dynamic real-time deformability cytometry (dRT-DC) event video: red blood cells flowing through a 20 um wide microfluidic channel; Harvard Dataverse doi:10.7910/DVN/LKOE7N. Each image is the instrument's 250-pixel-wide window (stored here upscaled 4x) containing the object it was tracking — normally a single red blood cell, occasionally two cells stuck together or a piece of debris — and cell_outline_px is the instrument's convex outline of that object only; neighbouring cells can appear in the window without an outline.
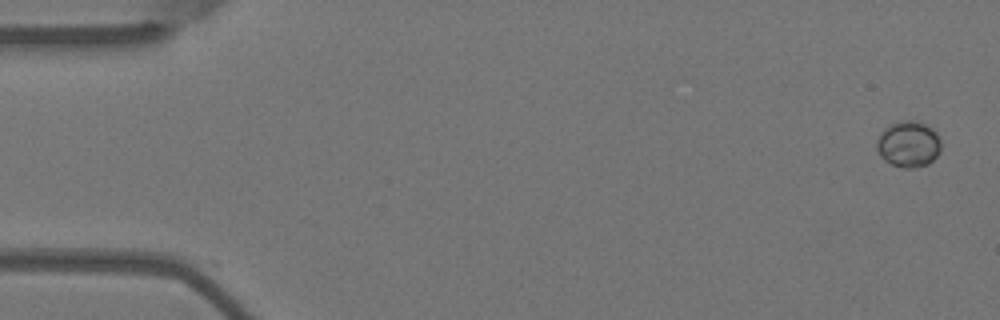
{"species": "Egyptian fruit bat (a non-hibernating species)", "species_latin": "Rousettus aegyptiacus", "temperature_condition": "warm", "stored_images_in_passage": 55, "camera_frame_rate_fps": 3000, "um_per_image_px": 0.085, "animal": {"sex": "female"}, "frame": {"image": 1, "passage_image": 1, "time_ms": 0.0, "image_size_px": [1000, 320], "cell_outline_px": [[940, 148], [936, 156], [928, 164], [912, 168], [900, 168], [884, 160], [880, 156], [876, 148], [876, 140], [884, 128], [900, 120], [920, 120], [928, 124], [936, 132], [940, 140]], "centroid_in_image_um": [77.21, 12.23], "position_along_channel_um": 7.8, "area_um2": 17.51}}
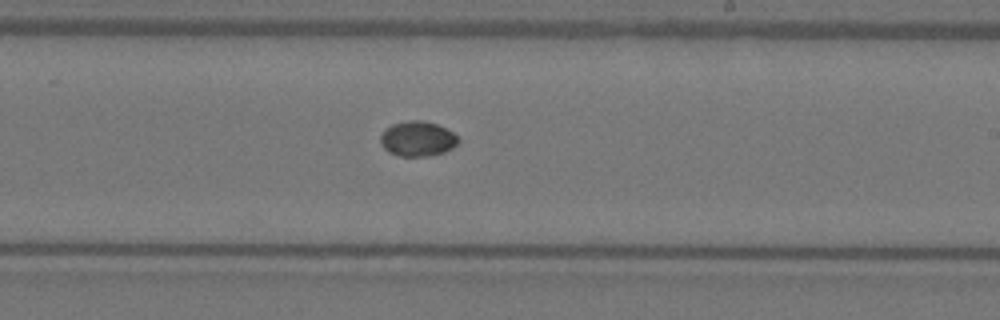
{"frame": {"image": 2, "passage_image": 32, "time_ms": 10.333, "image_size_px": [1000, 320], "cell_outline_px": [[460, 140], [452, 148], [444, 152], [428, 156], [400, 156], [388, 152], [380, 144], [380, 136], [384, 128], [392, 124], [408, 120], [424, 120], [436, 124], [452, 132]], "centroid_in_image_um": [35.45, 11.79], "position_along_channel_um": 253.6, "area_um2": 15.95}}
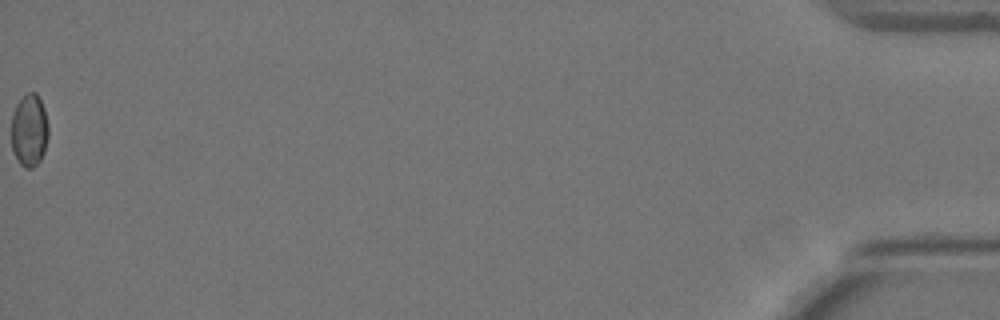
{"frame": {"image": 3, "passage_image": 55, "time_ms": 18.0, "image_size_px": [1000, 320], "cell_outline_px": [[48, 136], [44, 152], [40, 160], [32, 168], [24, 168], [20, 164], [12, 152], [12, 112], [16, 104], [28, 92], [36, 92], [44, 108], [48, 124]], "centroid_in_image_um": [2.49, 11.09], "position_along_channel_um": 432.7, "area_um2": 15.72}}